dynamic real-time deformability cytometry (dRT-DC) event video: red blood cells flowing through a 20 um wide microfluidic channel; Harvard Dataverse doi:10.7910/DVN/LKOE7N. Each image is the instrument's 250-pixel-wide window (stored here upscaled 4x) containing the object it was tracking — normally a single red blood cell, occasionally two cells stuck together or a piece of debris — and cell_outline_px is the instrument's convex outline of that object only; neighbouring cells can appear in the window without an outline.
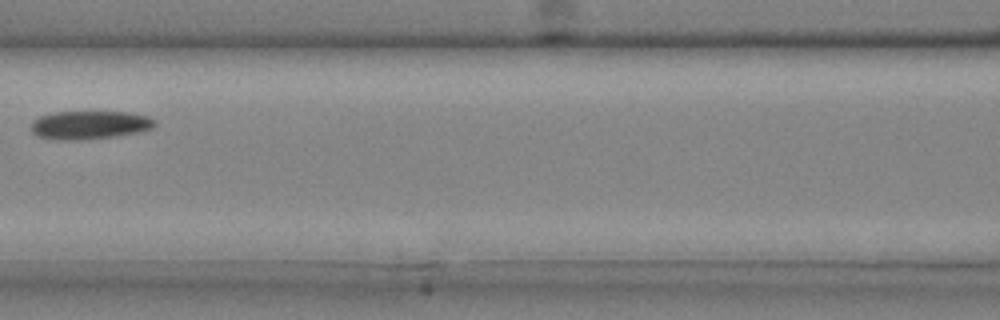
{"species": "common noctule bat (a hibernating species)", "species_latin": "Nyctalus noctula", "temperature_condition": "cold", "stored_images_in_passage": 7, "camera_frame_rate_fps": 3000, "um_per_image_px": 0.085, "animal": {"sex": "male", "body_mass_g": 20.4}, "frame": {"image": 1, "passage_image": 7, "time_ms": 2.0, "image_size_px": [1000, 320], "cell_outline_px": [[156, 124], [152, 128], [136, 132], [116, 136], [80, 140], [56, 140], [40, 136], [32, 132], [32, 120], [40, 116], [56, 112], [128, 112], [148, 116], [156, 120]], "centroid_in_image_um": [7.62, 10.62], "position_along_channel_um": 159.0, "area_um2": 20.35}}